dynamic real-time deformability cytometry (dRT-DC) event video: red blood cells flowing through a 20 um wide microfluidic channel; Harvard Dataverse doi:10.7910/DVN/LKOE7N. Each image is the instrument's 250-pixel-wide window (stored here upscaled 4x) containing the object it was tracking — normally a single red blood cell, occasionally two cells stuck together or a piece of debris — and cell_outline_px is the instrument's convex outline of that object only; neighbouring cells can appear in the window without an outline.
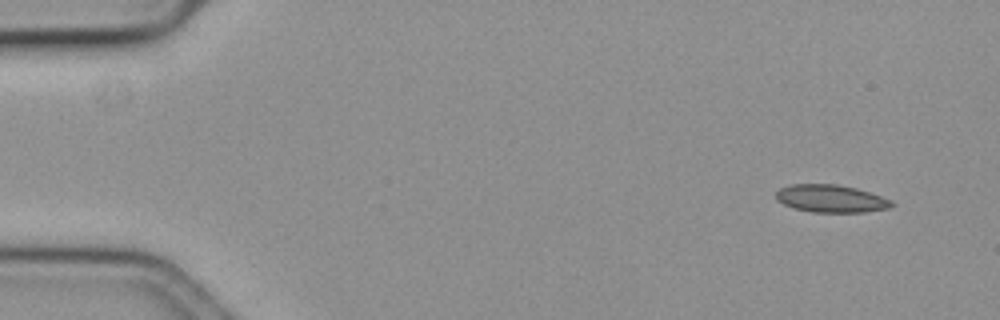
{"species": "common noctule bat (a hibernating species)", "species_latin": "Nyctalus noctula", "temperature_condition": "cold", "stored_images_in_passage": 4, "camera_frame_rate_fps": 3000, "um_per_image_px": 0.085, "animal": {"sex": "female", "body_mass_g": 19.3, "forearm_length_mm": 54.1}, "frame": {"image": 1, "passage_image": 1, "time_ms": 0.0, "image_size_px": [1000, 320], "cell_outline_px": [[896, 204], [888, 208], [864, 212], [812, 212], [792, 208], [776, 200], [776, 192], [780, 188], [792, 184], [836, 184], [856, 188], [892, 200]], "centroid_in_image_um": [70.61, 16.88], "position_along_channel_um": 14.4, "area_um2": 18.61}}